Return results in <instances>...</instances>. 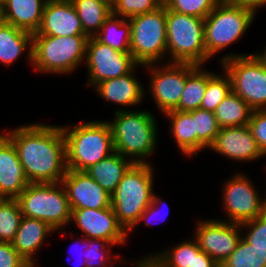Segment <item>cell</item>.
<instances>
[{
	"instance_id": "45",
	"label": "cell",
	"mask_w": 266,
	"mask_h": 267,
	"mask_svg": "<svg viewBox=\"0 0 266 267\" xmlns=\"http://www.w3.org/2000/svg\"><path fill=\"white\" fill-rule=\"evenodd\" d=\"M136 261L133 262V264L135 263L134 265L136 267H153V265H152L151 261L149 260L148 256L140 258V260H136Z\"/></svg>"
},
{
	"instance_id": "1",
	"label": "cell",
	"mask_w": 266,
	"mask_h": 267,
	"mask_svg": "<svg viewBox=\"0 0 266 267\" xmlns=\"http://www.w3.org/2000/svg\"><path fill=\"white\" fill-rule=\"evenodd\" d=\"M7 131L29 183L61 182L68 170L61 126L35 122Z\"/></svg>"
},
{
	"instance_id": "25",
	"label": "cell",
	"mask_w": 266,
	"mask_h": 267,
	"mask_svg": "<svg viewBox=\"0 0 266 267\" xmlns=\"http://www.w3.org/2000/svg\"><path fill=\"white\" fill-rule=\"evenodd\" d=\"M164 115L171 123L170 133L181 153L188 157L197 155V132H195L192 111L172 110Z\"/></svg>"
},
{
	"instance_id": "47",
	"label": "cell",
	"mask_w": 266,
	"mask_h": 267,
	"mask_svg": "<svg viewBox=\"0 0 266 267\" xmlns=\"http://www.w3.org/2000/svg\"><path fill=\"white\" fill-rule=\"evenodd\" d=\"M2 20V8H1V5H0V21Z\"/></svg>"
},
{
	"instance_id": "34",
	"label": "cell",
	"mask_w": 266,
	"mask_h": 267,
	"mask_svg": "<svg viewBox=\"0 0 266 267\" xmlns=\"http://www.w3.org/2000/svg\"><path fill=\"white\" fill-rule=\"evenodd\" d=\"M22 218L16 199H0V242H12Z\"/></svg>"
},
{
	"instance_id": "7",
	"label": "cell",
	"mask_w": 266,
	"mask_h": 267,
	"mask_svg": "<svg viewBox=\"0 0 266 267\" xmlns=\"http://www.w3.org/2000/svg\"><path fill=\"white\" fill-rule=\"evenodd\" d=\"M168 63H206L204 19L166 8Z\"/></svg>"
},
{
	"instance_id": "35",
	"label": "cell",
	"mask_w": 266,
	"mask_h": 267,
	"mask_svg": "<svg viewBox=\"0 0 266 267\" xmlns=\"http://www.w3.org/2000/svg\"><path fill=\"white\" fill-rule=\"evenodd\" d=\"M112 246L115 244H111L104 239H89V246L83 252L82 257L86 260V267H115L111 266V259L118 258L120 255L112 254L110 249L112 250ZM110 248V249H109ZM110 251V252H109ZM112 254V255H110ZM109 262V263H108ZM109 266H108V265Z\"/></svg>"
},
{
	"instance_id": "32",
	"label": "cell",
	"mask_w": 266,
	"mask_h": 267,
	"mask_svg": "<svg viewBox=\"0 0 266 267\" xmlns=\"http://www.w3.org/2000/svg\"><path fill=\"white\" fill-rule=\"evenodd\" d=\"M222 72V75H220L209 72L208 70V82L204 98L202 99L201 109L215 112L217 106H219L226 96L232 91L229 75L225 70Z\"/></svg>"
},
{
	"instance_id": "49",
	"label": "cell",
	"mask_w": 266,
	"mask_h": 267,
	"mask_svg": "<svg viewBox=\"0 0 266 267\" xmlns=\"http://www.w3.org/2000/svg\"><path fill=\"white\" fill-rule=\"evenodd\" d=\"M102 1H106V2H113V0H102Z\"/></svg>"
},
{
	"instance_id": "28",
	"label": "cell",
	"mask_w": 266,
	"mask_h": 267,
	"mask_svg": "<svg viewBox=\"0 0 266 267\" xmlns=\"http://www.w3.org/2000/svg\"><path fill=\"white\" fill-rule=\"evenodd\" d=\"M253 109L235 92L231 91L217 106L214 114L220 128L248 125Z\"/></svg>"
},
{
	"instance_id": "14",
	"label": "cell",
	"mask_w": 266,
	"mask_h": 267,
	"mask_svg": "<svg viewBox=\"0 0 266 267\" xmlns=\"http://www.w3.org/2000/svg\"><path fill=\"white\" fill-rule=\"evenodd\" d=\"M221 220H199L193 236L199 248L219 265L236 249L244 231L240 224Z\"/></svg>"
},
{
	"instance_id": "8",
	"label": "cell",
	"mask_w": 266,
	"mask_h": 267,
	"mask_svg": "<svg viewBox=\"0 0 266 267\" xmlns=\"http://www.w3.org/2000/svg\"><path fill=\"white\" fill-rule=\"evenodd\" d=\"M16 200L22 216L44 221L58 232L70 223L71 208L61 182L29 183Z\"/></svg>"
},
{
	"instance_id": "22",
	"label": "cell",
	"mask_w": 266,
	"mask_h": 267,
	"mask_svg": "<svg viewBox=\"0 0 266 267\" xmlns=\"http://www.w3.org/2000/svg\"><path fill=\"white\" fill-rule=\"evenodd\" d=\"M47 0H6L1 6L2 21L34 34L39 29Z\"/></svg>"
},
{
	"instance_id": "46",
	"label": "cell",
	"mask_w": 266,
	"mask_h": 267,
	"mask_svg": "<svg viewBox=\"0 0 266 267\" xmlns=\"http://www.w3.org/2000/svg\"><path fill=\"white\" fill-rule=\"evenodd\" d=\"M262 63L263 65L266 67V46H265V50L262 51V53H253Z\"/></svg>"
},
{
	"instance_id": "4",
	"label": "cell",
	"mask_w": 266,
	"mask_h": 267,
	"mask_svg": "<svg viewBox=\"0 0 266 267\" xmlns=\"http://www.w3.org/2000/svg\"><path fill=\"white\" fill-rule=\"evenodd\" d=\"M151 165L133 164L111 195V206L117 220L128 233L152 201L155 190Z\"/></svg>"
},
{
	"instance_id": "23",
	"label": "cell",
	"mask_w": 266,
	"mask_h": 267,
	"mask_svg": "<svg viewBox=\"0 0 266 267\" xmlns=\"http://www.w3.org/2000/svg\"><path fill=\"white\" fill-rule=\"evenodd\" d=\"M32 51L33 34L0 21V63L5 66L14 64L26 52L31 64Z\"/></svg>"
},
{
	"instance_id": "48",
	"label": "cell",
	"mask_w": 266,
	"mask_h": 267,
	"mask_svg": "<svg viewBox=\"0 0 266 267\" xmlns=\"http://www.w3.org/2000/svg\"><path fill=\"white\" fill-rule=\"evenodd\" d=\"M5 2L6 0H0V5L2 6Z\"/></svg>"
},
{
	"instance_id": "21",
	"label": "cell",
	"mask_w": 266,
	"mask_h": 267,
	"mask_svg": "<svg viewBox=\"0 0 266 267\" xmlns=\"http://www.w3.org/2000/svg\"><path fill=\"white\" fill-rule=\"evenodd\" d=\"M48 223L35 218L22 216L19 228L13 239L12 246L30 265H36L33 256L43 246L46 236L54 233Z\"/></svg>"
},
{
	"instance_id": "42",
	"label": "cell",
	"mask_w": 266,
	"mask_h": 267,
	"mask_svg": "<svg viewBox=\"0 0 266 267\" xmlns=\"http://www.w3.org/2000/svg\"><path fill=\"white\" fill-rule=\"evenodd\" d=\"M192 267H220V265L204 251L193 253Z\"/></svg>"
},
{
	"instance_id": "30",
	"label": "cell",
	"mask_w": 266,
	"mask_h": 267,
	"mask_svg": "<svg viewBox=\"0 0 266 267\" xmlns=\"http://www.w3.org/2000/svg\"><path fill=\"white\" fill-rule=\"evenodd\" d=\"M208 82V70L198 66L187 78L176 110L192 111L201 107Z\"/></svg>"
},
{
	"instance_id": "9",
	"label": "cell",
	"mask_w": 266,
	"mask_h": 267,
	"mask_svg": "<svg viewBox=\"0 0 266 267\" xmlns=\"http://www.w3.org/2000/svg\"><path fill=\"white\" fill-rule=\"evenodd\" d=\"M130 53L139 66L161 63L167 56L166 6L129 18Z\"/></svg>"
},
{
	"instance_id": "38",
	"label": "cell",
	"mask_w": 266,
	"mask_h": 267,
	"mask_svg": "<svg viewBox=\"0 0 266 267\" xmlns=\"http://www.w3.org/2000/svg\"><path fill=\"white\" fill-rule=\"evenodd\" d=\"M241 225L245 229L246 235L242 237L253 247L266 249V211L253 220L246 221ZM247 228V229H246Z\"/></svg>"
},
{
	"instance_id": "15",
	"label": "cell",
	"mask_w": 266,
	"mask_h": 267,
	"mask_svg": "<svg viewBox=\"0 0 266 267\" xmlns=\"http://www.w3.org/2000/svg\"><path fill=\"white\" fill-rule=\"evenodd\" d=\"M75 222L85 238L104 239L111 244L127 242L129 233L118 222L112 206L105 209L80 208L71 210L70 223Z\"/></svg>"
},
{
	"instance_id": "10",
	"label": "cell",
	"mask_w": 266,
	"mask_h": 267,
	"mask_svg": "<svg viewBox=\"0 0 266 267\" xmlns=\"http://www.w3.org/2000/svg\"><path fill=\"white\" fill-rule=\"evenodd\" d=\"M222 60V61H221ZM222 69L231 79L232 91L253 110L266 109V67L254 54H227Z\"/></svg>"
},
{
	"instance_id": "2",
	"label": "cell",
	"mask_w": 266,
	"mask_h": 267,
	"mask_svg": "<svg viewBox=\"0 0 266 267\" xmlns=\"http://www.w3.org/2000/svg\"><path fill=\"white\" fill-rule=\"evenodd\" d=\"M110 125L114 149L134 164H150L146 157L155 153L158 126L155 116L145 110L118 109ZM134 158V159H133ZM146 159V160H145Z\"/></svg>"
},
{
	"instance_id": "17",
	"label": "cell",
	"mask_w": 266,
	"mask_h": 267,
	"mask_svg": "<svg viewBox=\"0 0 266 267\" xmlns=\"http://www.w3.org/2000/svg\"><path fill=\"white\" fill-rule=\"evenodd\" d=\"M208 149L238 162L258 160L264 156L248 125L220 128Z\"/></svg>"
},
{
	"instance_id": "44",
	"label": "cell",
	"mask_w": 266,
	"mask_h": 267,
	"mask_svg": "<svg viewBox=\"0 0 266 267\" xmlns=\"http://www.w3.org/2000/svg\"><path fill=\"white\" fill-rule=\"evenodd\" d=\"M81 240H82V242H81ZM79 242H81L82 246H83V244L85 245L84 247L80 246V247L83 248V250L85 251V250L88 248V246H89V238H85L84 236H82V238L80 239ZM79 242L76 244V246L80 244ZM77 248H78V247H77ZM77 248H76V249H77ZM81 248H80V249H81ZM79 252H80V251H79ZM81 253H82V252H81ZM81 253H80V254H81ZM81 255H82V254H81ZM81 255H80V256H81ZM80 259H81V260H80ZM80 259H79V260H80L81 262H82V261H83V262L81 263L82 266L77 262V263H78V267H86V264H85L86 260H85L84 258H80ZM75 267H76V266H75Z\"/></svg>"
},
{
	"instance_id": "43",
	"label": "cell",
	"mask_w": 266,
	"mask_h": 267,
	"mask_svg": "<svg viewBox=\"0 0 266 267\" xmlns=\"http://www.w3.org/2000/svg\"><path fill=\"white\" fill-rule=\"evenodd\" d=\"M231 4H239V5H247L253 7L257 10V8H261L266 5V0H224Z\"/></svg>"
},
{
	"instance_id": "16",
	"label": "cell",
	"mask_w": 266,
	"mask_h": 267,
	"mask_svg": "<svg viewBox=\"0 0 266 267\" xmlns=\"http://www.w3.org/2000/svg\"><path fill=\"white\" fill-rule=\"evenodd\" d=\"M70 208L105 209L111 207V195L85 171L68 169L61 180Z\"/></svg>"
},
{
	"instance_id": "12",
	"label": "cell",
	"mask_w": 266,
	"mask_h": 267,
	"mask_svg": "<svg viewBox=\"0 0 266 267\" xmlns=\"http://www.w3.org/2000/svg\"><path fill=\"white\" fill-rule=\"evenodd\" d=\"M254 186L244 173H235L223 183L222 205L228 217L226 221L242 224L266 211V198L262 199Z\"/></svg>"
},
{
	"instance_id": "36",
	"label": "cell",
	"mask_w": 266,
	"mask_h": 267,
	"mask_svg": "<svg viewBox=\"0 0 266 267\" xmlns=\"http://www.w3.org/2000/svg\"><path fill=\"white\" fill-rule=\"evenodd\" d=\"M162 5L163 0H113L112 14L129 19L152 12Z\"/></svg>"
},
{
	"instance_id": "33",
	"label": "cell",
	"mask_w": 266,
	"mask_h": 267,
	"mask_svg": "<svg viewBox=\"0 0 266 267\" xmlns=\"http://www.w3.org/2000/svg\"><path fill=\"white\" fill-rule=\"evenodd\" d=\"M195 132H197V155L214 142L220 126L216 120L214 112L204 109L192 110Z\"/></svg>"
},
{
	"instance_id": "27",
	"label": "cell",
	"mask_w": 266,
	"mask_h": 267,
	"mask_svg": "<svg viewBox=\"0 0 266 267\" xmlns=\"http://www.w3.org/2000/svg\"><path fill=\"white\" fill-rule=\"evenodd\" d=\"M71 2L88 37H94L104 21L112 14V2L102 0H71Z\"/></svg>"
},
{
	"instance_id": "18",
	"label": "cell",
	"mask_w": 266,
	"mask_h": 267,
	"mask_svg": "<svg viewBox=\"0 0 266 267\" xmlns=\"http://www.w3.org/2000/svg\"><path fill=\"white\" fill-rule=\"evenodd\" d=\"M33 35L87 36L71 0H47L41 25Z\"/></svg>"
},
{
	"instance_id": "26",
	"label": "cell",
	"mask_w": 266,
	"mask_h": 267,
	"mask_svg": "<svg viewBox=\"0 0 266 267\" xmlns=\"http://www.w3.org/2000/svg\"><path fill=\"white\" fill-rule=\"evenodd\" d=\"M94 38L122 53H130L131 26L129 19L111 14Z\"/></svg>"
},
{
	"instance_id": "31",
	"label": "cell",
	"mask_w": 266,
	"mask_h": 267,
	"mask_svg": "<svg viewBox=\"0 0 266 267\" xmlns=\"http://www.w3.org/2000/svg\"><path fill=\"white\" fill-rule=\"evenodd\" d=\"M220 267H266V249L253 247L243 237Z\"/></svg>"
},
{
	"instance_id": "13",
	"label": "cell",
	"mask_w": 266,
	"mask_h": 267,
	"mask_svg": "<svg viewBox=\"0 0 266 267\" xmlns=\"http://www.w3.org/2000/svg\"><path fill=\"white\" fill-rule=\"evenodd\" d=\"M84 61L88 68V87H95L104 80L124 76L138 65L131 53L116 51L94 37L88 38Z\"/></svg>"
},
{
	"instance_id": "40",
	"label": "cell",
	"mask_w": 266,
	"mask_h": 267,
	"mask_svg": "<svg viewBox=\"0 0 266 267\" xmlns=\"http://www.w3.org/2000/svg\"><path fill=\"white\" fill-rule=\"evenodd\" d=\"M10 242H0V267H30Z\"/></svg>"
},
{
	"instance_id": "41",
	"label": "cell",
	"mask_w": 266,
	"mask_h": 267,
	"mask_svg": "<svg viewBox=\"0 0 266 267\" xmlns=\"http://www.w3.org/2000/svg\"><path fill=\"white\" fill-rule=\"evenodd\" d=\"M159 205H160V207H159ZM161 205H164V201L161 200V198H159L158 196H156L155 193H153V197H152V201H151L150 205L143 211V213L141 214V216L138 220V223L129 232L131 233L133 231V229L135 227H137L138 224L141 223V221H143V220L145 221V226H147V227L151 224L159 223V220L161 219V216L163 215L161 213L162 211L165 214L162 216V219L160 220V222H163L165 220V218L168 216L169 212H167V211H169V210L167 208V211H164V210L161 211L160 210ZM165 205L167 206V203H165ZM158 208H160V209H158ZM157 215H159V216L161 215L158 220H157V218L159 216L157 217Z\"/></svg>"
},
{
	"instance_id": "29",
	"label": "cell",
	"mask_w": 266,
	"mask_h": 267,
	"mask_svg": "<svg viewBox=\"0 0 266 267\" xmlns=\"http://www.w3.org/2000/svg\"><path fill=\"white\" fill-rule=\"evenodd\" d=\"M201 249L196 240L184 241L159 253L148 255L153 267H192L193 253Z\"/></svg>"
},
{
	"instance_id": "20",
	"label": "cell",
	"mask_w": 266,
	"mask_h": 267,
	"mask_svg": "<svg viewBox=\"0 0 266 267\" xmlns=\"http://www.w3.org/2000/svg\"><path fill=\"white\" fill-rule=\"evenodd\" d=\"M134 68L130 73L97 84L94 89L105 101L121 106L138 105L145 96L144 87L135 76Z\"/></svg>"
},
{
	"instance_id": "24",
	"label": "cell",
	"mask_w": 266,
	"mask_h": 267,
	"mask_svg": "<svg viewBox=\"0 0 266 267\" xmlns=\"http://www.w3.org/2000/svg\"><path fill=\"white\" fill-rule=\"evenodd\" d=\"M133 164L131 159L128 160L115 151L89 167L85 172L112 195L124 174Z\"/></svg>"
},
{
	"instance_id": "5",
	"label": "cell",
	"mask_w": 266,
	"mask_h": 267,
	"mask_svg": "<svg viewBox=\"0 0 266 267\" xmlns=\"http://www.w3.org/2000/svg\"><path fill=\"white\" fill-rule=\"evenodd\" d=\"M257 10L221 0L204 18L206 62L225 47L238 42L255 19Z\"/></svg>"
},
{
	"instance_id": "6",
	"label": "cell",
	"mask_w": 266,
	"mask_h": 267,
	"mask_svg": "<svg viewBox=\"0 0 266 267\" xmlns=\"http://www.w3.org/2000/svg\"><path fill=\"white\" fill-rule=\"evenodd\" d=\"M88 38L33 35L32 66L41 74L69 75L84 64Z\"/></svg>"
},
{
	"instance_id": "11",
	"label": "cell",
	"mask_w": 266,
	"mask_h": 267,
	"mask_svg": "<svg viewBox=\"0 0 266 267\" xmlns=\"http://www.w3.org/2000/svg\"><path fill=\"white\" fill-rule=\"evenodd\" d=\"M164 65L159 63L143 66L151 73L149 93L155 100L157 110L163 115L178 108L186 78L198 67L190 63L166 62Z\"/></svg>"
},
{
	"instance_id": "19",
	"label": "cell",
	"mask_w": 266,
	"mask_h": 267,
	"mask_svg": "<svg viewBox=\"0 0 266 267\" xmlns=\"http://www.w3.org/2000/svg\"><path fill=\"white\" fill-rule=\"evenodd\" d=\"M28 185L13 143L0 133V199H16Z\"/></svg>"
},
{
	"instance_id": "3",
	"label": "cell",
	"mask_w": 266,
	"mask_h": 267,
	"mask_svg": "<svg viewBox=\"0 0 266 267\" xmlns=\"http://www.w3.org/2000/svg\"><path fill=\"white\" fill-rule=\"evenodd\" d=\"M66 141L67 168L86 171L115 152L110 125L107 121L79 122L61 126Z\"/></svg>"
},
{
	"instance_id": "39",
	"label": "cell",
	"mask_w": 266,
	"mask_h": 267,
	"mask_svg": "<svg viewBox=\"0 0 266 267\" xmlns=\"http://www.w3.org/2000/svg\"><path fill=\"white\" fill-rule=\"evenodd\" d=\"M260 151L266 156V109L253 110L248 124Z\"/></svg>"
},
{
	"instance_id": "37",
	"label": "cell",
	"mask_w": 266,
	"mask_h": 267,
	"mask_svg": "<svg viewBox=\"0 0 266 267\" xmlns=\"http://www.w3.org/2000/svg\"><path fill=\"white\" fill-rule=\"evenodd\" d=\"M221 0H163L168 10L205 18Z\"/></svg>"
}]
</instances>
